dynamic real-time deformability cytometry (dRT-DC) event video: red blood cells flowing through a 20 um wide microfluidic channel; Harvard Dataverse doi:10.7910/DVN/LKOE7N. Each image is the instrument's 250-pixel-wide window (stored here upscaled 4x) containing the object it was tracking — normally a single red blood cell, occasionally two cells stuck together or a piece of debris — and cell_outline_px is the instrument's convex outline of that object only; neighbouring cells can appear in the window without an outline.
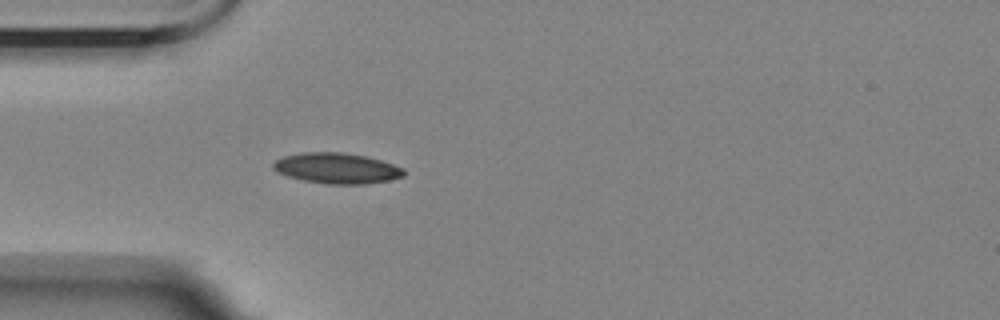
{"species": "Egyptian fruit bat (a non-hibernating species)", "species_latin": "Rousettus aegyptiacus", "temperature_condition": "room temperature", "stored_images_in_passage": 4, "camera_frame_rate_fps": 3000, "um_per_image_px": 0.085, "animal": {"sex": "female"}, "frame": {"image": 1, "passage_image": 4, "time_ms": 3.667, "image_size_px": [1000, 320], "cell_outline_px": [[404, 176], [388, 180], [364, 184], [328, 184], [304, 180], [288, 176], [272, 168], [272, 164], [276, 160], [284, 156], [300, 152], [340, 152], [364, 156], [380, 160], [404, 168]], "centroid_in_image_um": [28.62, 14.29], "position_along_channel_um": 56.4, "area_um2": 23.06}}